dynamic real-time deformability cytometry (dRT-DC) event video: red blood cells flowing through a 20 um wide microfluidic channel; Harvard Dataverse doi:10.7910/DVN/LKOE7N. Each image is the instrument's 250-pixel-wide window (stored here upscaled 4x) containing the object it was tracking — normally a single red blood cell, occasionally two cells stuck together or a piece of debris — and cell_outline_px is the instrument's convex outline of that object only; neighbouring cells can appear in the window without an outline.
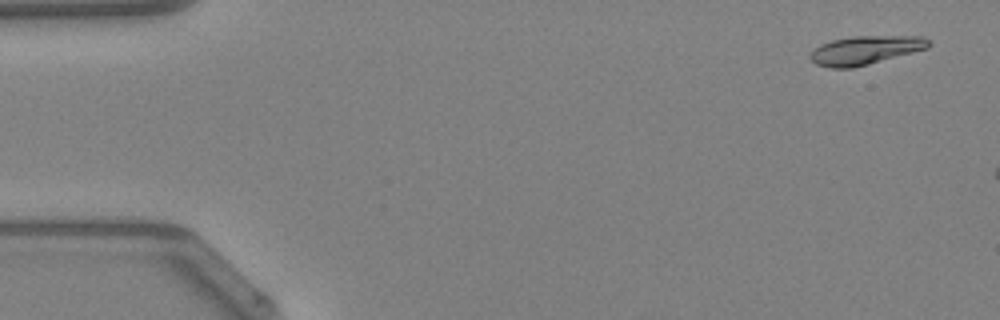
{"species": "Egyptian fruit bat (a non-hibernating species)", "species_latin": "Rousettus aegyptiacus", "temperature_condition": "warm", "stored_images_in_passage": 11, "camera_frame_rate_fps": 3000, "um_per_image_px": 0.085, "animal": {"sex": "female"}, "frame": {"image": 1, "passage_image": 3, "time_ms": 0.667, "image_size_px": [1000, 320], "cell_outline_px": [[932, 44], [928, 48], [868, 64], [852, 68], [828, 68], [816, 64], [808, 56], [820, 44], [832, 40], [852, 36], [924, 36]], "centroid_in_image_um": [73.55, 4.26], "position_along_channel_um": 11.5, "area_um2": 19.71}}